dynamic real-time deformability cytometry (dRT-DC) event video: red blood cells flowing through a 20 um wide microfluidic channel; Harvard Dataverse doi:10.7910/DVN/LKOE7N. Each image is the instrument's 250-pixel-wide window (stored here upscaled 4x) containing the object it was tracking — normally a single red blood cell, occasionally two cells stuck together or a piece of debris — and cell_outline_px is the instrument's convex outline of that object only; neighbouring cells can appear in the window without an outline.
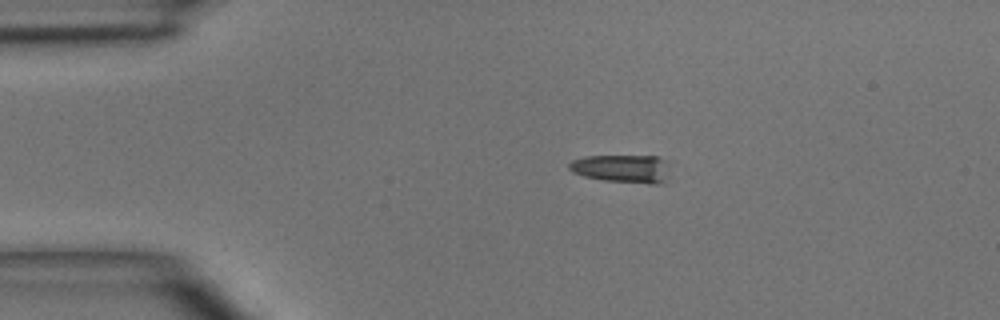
{"species": "common noctule bat (a hibernating species)", "species_latin": "Nyctalus noctula", "temperature_condition": "room temperature", "stored_images_in_passage": 4, "camera_frame_rate_fps": 3000, "um_per_image_px": 0.085, "animal": {"sex": "male", "body_mass_g": 15.6}, "frame": {"image": 1, "passage_image": 4, "time_ms": 3.333, "image_size_px": [1000, 320], "cell_outline_px": [[664, 180], [656, 184], [648, 184], [604, 180], [584, 176], [572, 172], [568, 168], [568, 164], [572, 160], [584, 156], [656, 156], [664, 160]], "centroid_in_image_um": [52.76, 14.32], "position_along_channel_um": 32.2, "area_um2": 16.07}}